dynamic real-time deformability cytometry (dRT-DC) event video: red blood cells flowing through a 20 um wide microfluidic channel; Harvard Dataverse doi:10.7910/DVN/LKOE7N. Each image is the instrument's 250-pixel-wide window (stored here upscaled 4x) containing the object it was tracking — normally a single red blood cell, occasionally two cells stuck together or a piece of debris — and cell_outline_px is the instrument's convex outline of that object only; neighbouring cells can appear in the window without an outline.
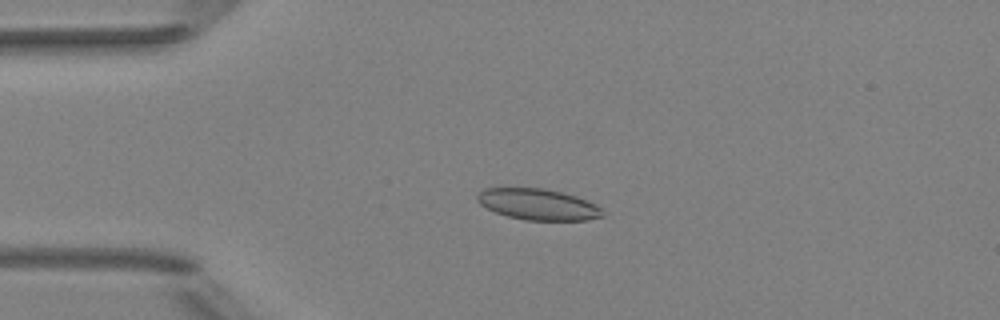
{"species": "Egyptian fruit bat (a non-hibernating species)", "species_latin": "Rousettus aegyptiacus", "temperature_condition": "room temperature", "stored_images_in_passage": 8, "camera_frame_rate_fps": 3000, "um_per_image_px": 0.085, "animal": {"sex": "female"}, "frame": {"image": 1, "passage_image": 3, "time_ms": 2.333, "image_size_px": [1000, 320], "cell_outline_px": [[604, 216], [588, 220], [524, 220], [508, 216], [496, 212], [480, 204], [476, 200], [476, 192], [484, 188], [544, 188], [576, 196], [596, 204], [604, 212]], "centroid_in_image_um": [45.72, 17.37], "position_along_channel_um": 39.3, "area_um2": 22.77}}
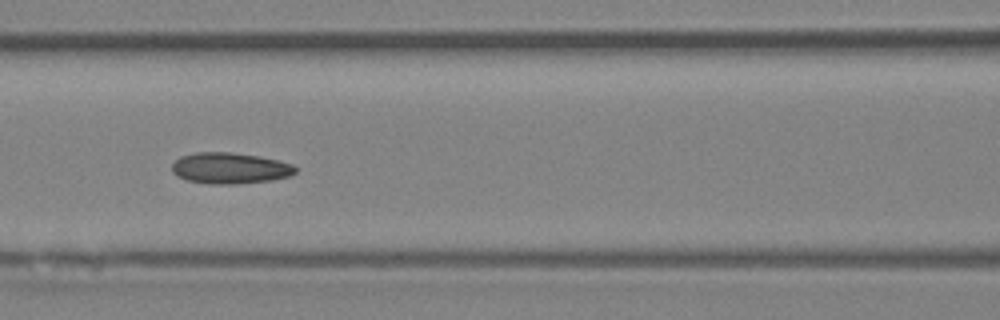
{"frame": {"image": 2, "passage_image": 6, "time_ms": 5.667, "image_size_px": [1000, 320], "cell_outline_px": [[296, 172], [292, 176], [272, 180], [236, 184], [212, 184], [188, 180], [176, 176], [172, 172], [172, 164], [180, 156], [196, 152], [232, 152], [260, 156], [292, 164], [296, 168]], "centroid_in_image_um": [19.55, 14.29], "position_along_channel_um": 147.1, "area_um2": 22.48}}
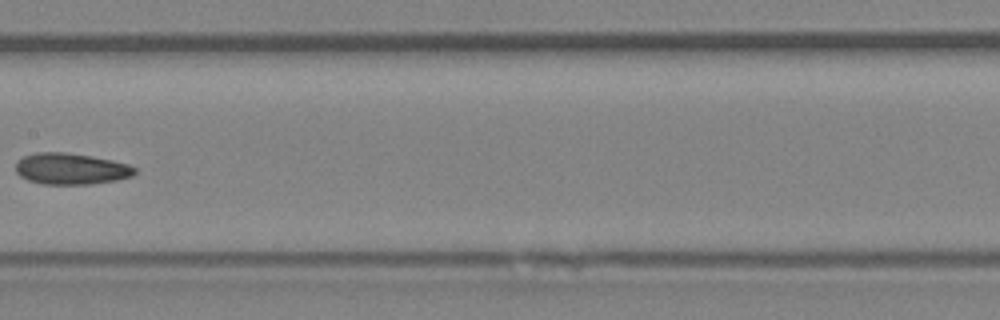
{"frame": {"image": 3, "passage_image": 7, "time_ms": 7.0, "image_size_px": [1000, 320], "cell_outline_px": [[136, 172], [132, 176], [116, 180], [88, 184], [44, 184], [28, 180], [20, 176], [16, 172], [16, 160], [24, 156], [36, 152], [64, 152], [92, 156], [112, 160], [128, 164], [136, 168]], "centroid_in_image_um": [6.02, 14.34], "position_along_channel_um": 201.4, "area_um2": 21.73}}